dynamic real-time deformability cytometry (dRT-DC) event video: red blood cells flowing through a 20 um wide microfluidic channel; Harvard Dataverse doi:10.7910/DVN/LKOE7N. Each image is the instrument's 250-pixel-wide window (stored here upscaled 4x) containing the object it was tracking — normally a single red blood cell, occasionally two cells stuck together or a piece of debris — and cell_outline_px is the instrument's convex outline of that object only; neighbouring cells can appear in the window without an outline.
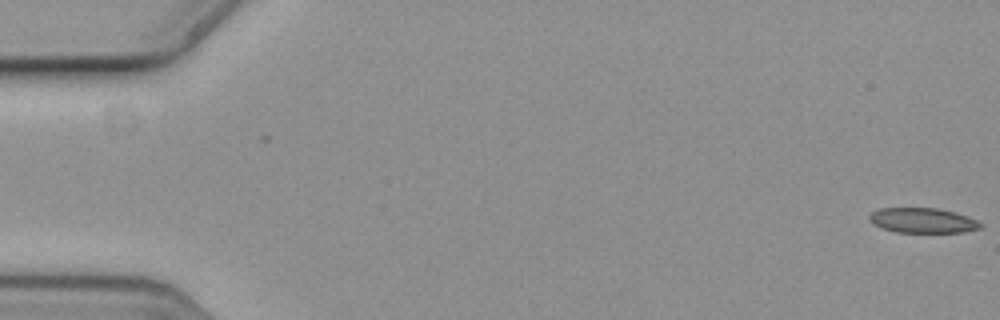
{"species": "common noctule bat (a hibernating species)", "species_latin": "Nyctalus noctula", "temperature_condition": "cold", "stored_images_in_passage": 36, "camera_frame_rate_fps": 3000, "um_per_image_px": 0.085, "animal": {"sex": "female", "body_mass_g": 19.3, "forearm_length_mm": 54.1}, "frame": {"image": 1, "passage_image": 1, "time_ms": 0.0, "image_size_px": [1000, 320], "cell_outline_px": [[984, 228], [964, 232], [896, 232], [880, 228], [872, 224], [868, 220], [868, 216], [872, 212], [880, 208], [936, 208], [956, 212], [968, 216], [984, 224]], "centroid_in_image_um": [78.44, 18.74], "position_along_channel_um": 6.6, "area_um2": 16.47}}
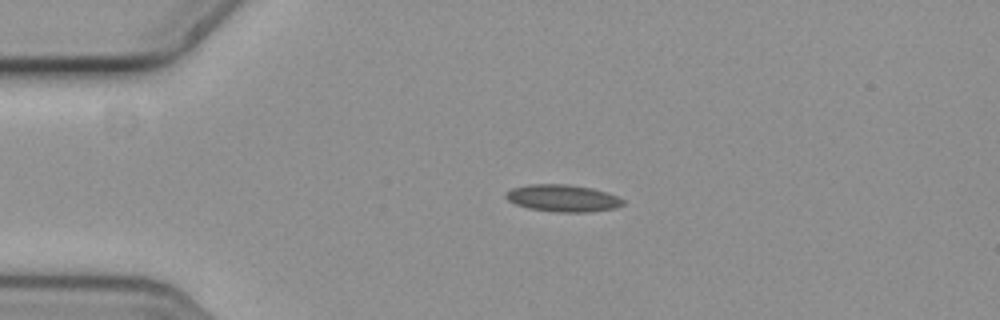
{"frame": {"image": 2, "passage_image": 14, "time_ms": 4.333, "image_size_px": [1000, 320], "cell_outline_px": [[624, 204], [616, 208], [592, 212], [556, 212], [528, 208], [516, 204], [508, 200], [504, 196], [504, 192], [512, 188], [528, 184], [568, 184], [592, 188], [616, 196], [624, 200]], "centroid_in_image_um": [47.81, 16.84], "position_along_channel_um": 37.2, "area_um2": 18.55}}
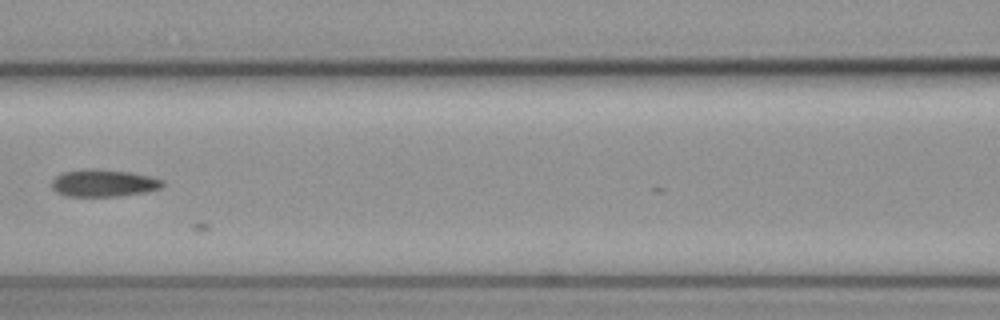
{"frame": {"image": 3, "passage_image": 27, "time_ms": 8.667, "image_size_px": [1000, 320], "cell_outline_px": [[164, 184], [160, 188], [144, 192], [120, 196], [64, 196], [56, 192], [52, 188], [52, 180], [56, 176], [64, 172], [84, 168], [96, 168], [132, 172], [164, 180]], "centroid_in_image_um": [8.78, 15.55], "position_along_channel_um": 157.8, "area_um2": 17.74}}